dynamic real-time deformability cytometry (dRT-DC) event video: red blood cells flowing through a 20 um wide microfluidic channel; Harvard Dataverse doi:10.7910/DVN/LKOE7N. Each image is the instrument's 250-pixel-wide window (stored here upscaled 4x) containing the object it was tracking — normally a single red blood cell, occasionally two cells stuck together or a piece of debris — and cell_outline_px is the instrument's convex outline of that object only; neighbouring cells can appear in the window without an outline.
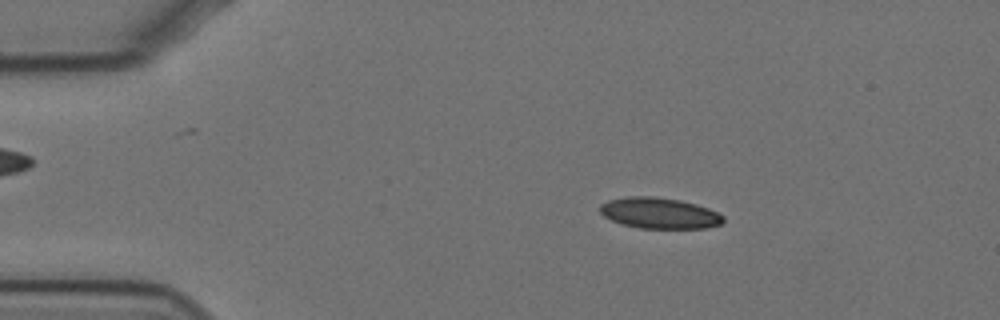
{"species": "Egyptian fruit bat (a non-hibernating species)", "species_latin": "Rousettus aegyptiacus", "temperature_condition": "cold", "stored_images_in_passage": 19, "camera_frame_rate_fps": 3000, "um_per_image_px": 0.085, "animal": {"sex": "female"}, "frame": {"image": 1, "passage_image": 3, "time_ms": 0.667, "image_size_px": [1000, 320], "cell_outline_px": [[724, 220], [720, 224], [708, 228], [640, 228], [620, 224], [604, 216], [600, 212], [600, 204], [608, 200], [624, 196], [652, 196], [680, 200], [696, 204], [708, 208], [724, 216]], "centroid_in_image_um": [56.02, 18.11], "position_along_channel_um": 29.0, "area_um2": 22.31}}
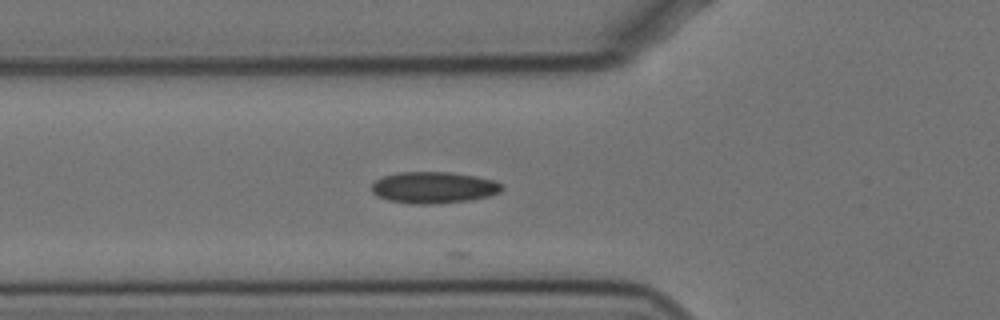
{"frame": {"image": 2, "passage_image": 13, "time_ms": 4.0, "image_size_px": [1000, 320], "cell_outline_px": [[504, 188], [500, 192], [488, 196], [468, 200], [436, 204], [416, 204], [388, 200], [376, 196], [372, 192], [372, 184], [380, 176], [396, 172], [452, 172], [476, 176], [496, 180]], "centroid_in_image_um": [36.84, 15.93], "position_along_channel_um": 89.0, "area_um2": 24.1}}